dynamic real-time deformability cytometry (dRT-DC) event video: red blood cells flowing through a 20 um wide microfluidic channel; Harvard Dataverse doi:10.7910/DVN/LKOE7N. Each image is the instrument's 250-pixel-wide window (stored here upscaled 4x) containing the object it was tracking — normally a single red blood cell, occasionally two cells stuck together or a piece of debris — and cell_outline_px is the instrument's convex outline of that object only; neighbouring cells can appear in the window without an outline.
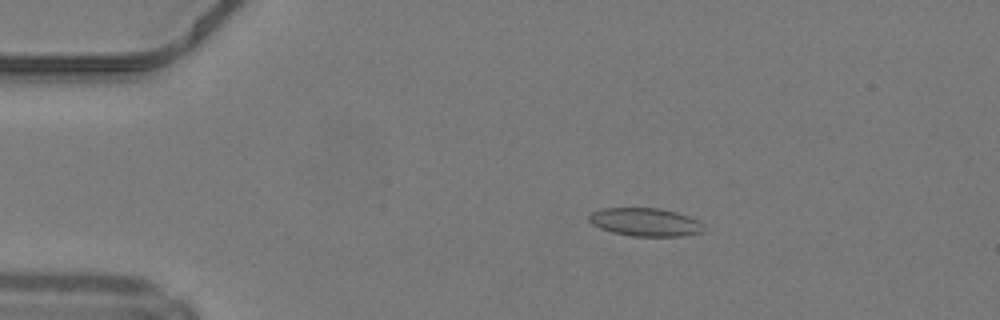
{"species": "common noctule bat (a hibernating species)", "species_latin": "Nyctalus noctula", "temperature_condition": "warm", "stored_images_in_passage": 48, "camera_frame_rate_fps": 3000, "um_per_image_px": 0.085, "animal": {"sex": "male", "body_mass_g": 19.2, "forearm_length_mm": 51.8}, "frame": {"image": 1, "passage_image": 9, "time_ms": 2.667, "image_size_px": [1000, 320], "cell_outline_px": [[704, 232], [680, 236], [632, 236], [612, 232], [600, 228], [592, 224], [588, 220], [588, 216], [592, 212], [600, 208], [660, 208], [676, 212], [688, 216], [704, 224]], "centroid_in_image_um": [54.84, 18.87], "position_along_channel_um": 30.2, "area_um2": 18.9}}
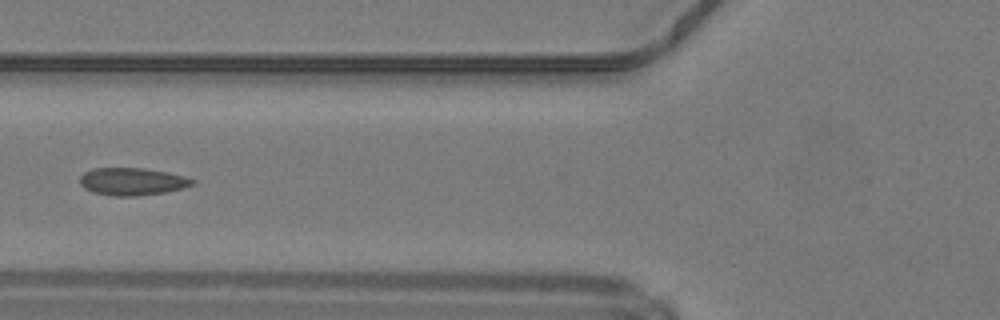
{"frame": {"image": 2, "passage_image": 19, "time_ms": 6.0, "image_size_px": [1000, 320], "cell_outline_px": [[196, 184], [184, 188], [164, 192], [136, 196], [112, 196], [92, 192], [84, 188], [80, 184], [80, 176], [84, 172], [92, 168], [144, 168], [168, 172], [184, 176], [196, 180]], "centroid_in_image_um": [11.25, 15.43], "position_along_channel_um": 114.6, "area_um2": 18.21}}
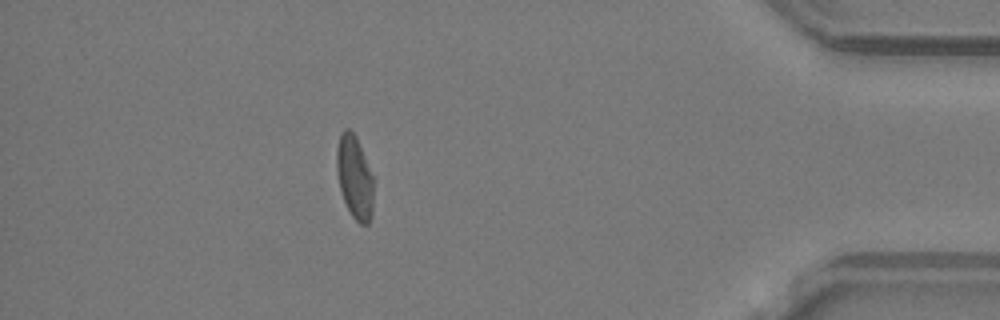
{"frame": {"image": 3, "passage_image": 43, "time_ms": 14.0, "image_size_px": [1000, 320], "cell_outline_px": [[372, 216], [368, 224], [360, 224], [352, 216], [344, 200], [340, 188], [336, 172], [336, 152], [340, 132], [344, 128], [348, 128], [356, 136], [372, 176]], "centroid_in_image_um": [30.11, 15.05], "position_along_channel_um": 405.1, "area_um2": 17.63}, "authors_computed_cell_mechanics": {"area_um2": 18.496, "velocity_mm_per_s": 4.2264, "shape_relaxation_time_tau1_ms": null, "shape_relaxation_time_tau2_ms": 1.0494, "deformation_change_tau1": null, "deformation_change_tau2": 0.0604}}